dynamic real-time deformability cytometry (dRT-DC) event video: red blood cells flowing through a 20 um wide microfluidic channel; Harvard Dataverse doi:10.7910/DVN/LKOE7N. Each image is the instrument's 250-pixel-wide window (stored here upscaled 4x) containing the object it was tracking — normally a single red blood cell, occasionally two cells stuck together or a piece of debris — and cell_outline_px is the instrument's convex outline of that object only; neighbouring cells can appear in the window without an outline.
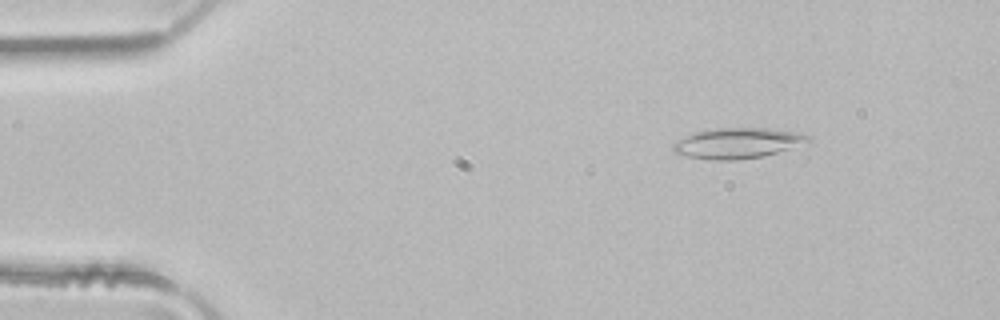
{"species": "common noctule bat (a hibernating species)", "species_latin": "Nyctalus noctula", "temperature_condition": "room temperature", "stored_images_in_passage": 2, "camera_frame_rate_fps": 3000, "um_per_image_px": 0.085, "animal": {"sex": "male", "body_mass_g": 21.5, "forearm_length_mm": 52.0}, "frame": {"image": 1, "passage_image": 1, "time_ms": 0.0, "image_size_px": [1000, 320], "cell_outline_px": [[812, 144], [760, 156], [740, 160], [712, 160], [688, 156], [672, 152], [672, 144], [684, 136], [692, 132], [716, 128], [768, 128], [792, 132], [808, 136], [812, 140]], "centroid_in_image_um": [62.71, 12.17], "position_along_channel_um": 22.3, "area_um2": 24.22}}